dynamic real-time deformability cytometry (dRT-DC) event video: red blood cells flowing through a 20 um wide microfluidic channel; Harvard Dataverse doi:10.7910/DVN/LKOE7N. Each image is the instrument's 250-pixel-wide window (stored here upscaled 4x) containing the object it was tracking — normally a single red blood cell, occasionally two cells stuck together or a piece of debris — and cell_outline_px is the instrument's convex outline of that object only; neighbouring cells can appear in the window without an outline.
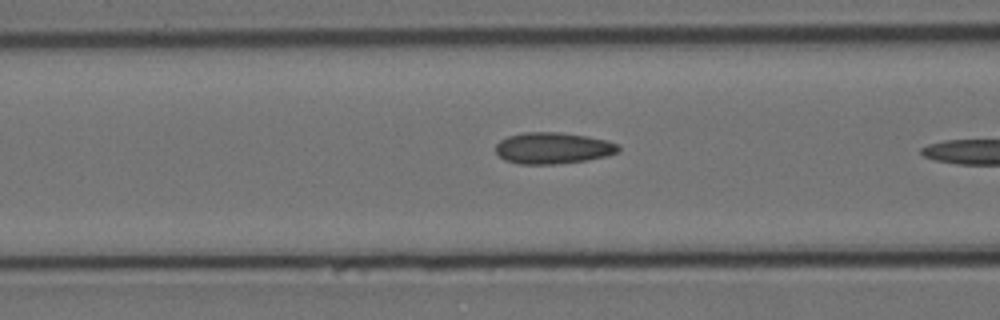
{"species": "Egyptian fruit bat (a non-hibernating species)", "species_latin": "Rousettus aegyptiacus", "temperature_condition": "cold", "stored_images_in_passage": 15, "camera_frame_rate_fps": 3000, "um_per_image_px": 0.085, "animal": {"sex": "female"}, "frame": {"image": 1, "passage_image": 9, "time_ms": 2.667, "image_size_px": [1000, 320], "cell_outline_px": [[620, 152], [608, 156], [588, 160], [556, 164], [520, 164], [504, 160], [496, 152], [496, 144], [500, 140], [508, 136], [524, 132], [556, 132], [584, 136], [608, 140], [616, 144], [620, 148]], "centroid_in_image_um": [47.01, 12.6], "position_along_channel_um": 119.6, "area_um2": 22.48}}